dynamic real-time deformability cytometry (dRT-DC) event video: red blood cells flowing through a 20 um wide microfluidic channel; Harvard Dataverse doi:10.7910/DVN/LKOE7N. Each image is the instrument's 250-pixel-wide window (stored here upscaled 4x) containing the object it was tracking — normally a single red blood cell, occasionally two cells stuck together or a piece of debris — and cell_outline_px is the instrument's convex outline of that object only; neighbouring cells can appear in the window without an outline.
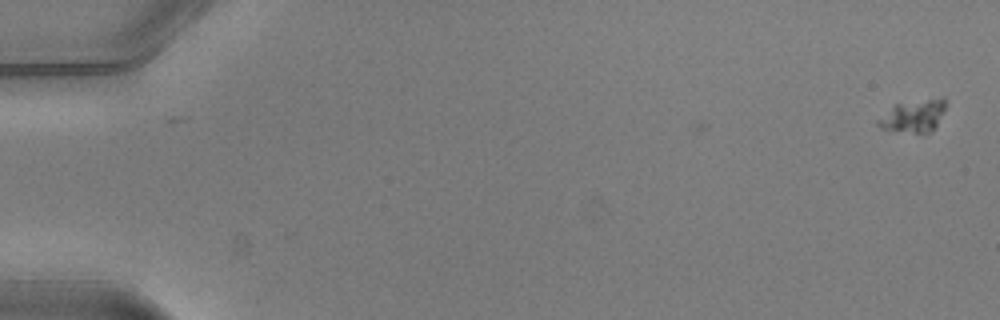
{"species": "common noctule bat (a hibernating species)", "species_latin": "Nyctalus noctula", "temperature_condition": "warm", "stored_images_in_passage": 4, "camera_frame_rate_fps": 3000, "um_per_image_px": 0.085, "animal": {"sex": "male", "body_mass_g": 20.5, "forearm_length_mm": 52.5}, "frame": {"image": 1, "passage_image": 1, "time_ms": 0.0, "image_size_px": [1000, 320], "cell_outline_px": [[944, 108], [936, 124], [928, 132], [912, 132], [880, 128], [876, 124], [876, 120], [896, 104], [944, 96]], "centroid_in_image_um": [77.61, 9.83], "position_along_channel_um": 7.4, "area_um2": 12.2}}